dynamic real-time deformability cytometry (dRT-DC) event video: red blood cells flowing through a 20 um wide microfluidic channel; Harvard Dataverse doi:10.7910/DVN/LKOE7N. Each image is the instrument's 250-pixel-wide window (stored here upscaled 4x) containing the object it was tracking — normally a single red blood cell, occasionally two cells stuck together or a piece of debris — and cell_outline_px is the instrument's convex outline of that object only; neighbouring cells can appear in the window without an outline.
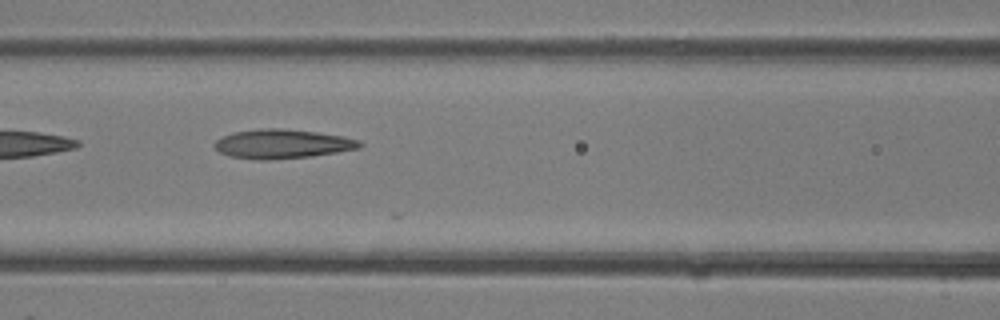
{"species": "common noctule bat (a hibernating species)", "species_latin": "Nyctalus noctula", "temperature_condition": "room temperature", "stored_images_in_passage": 12, "camera_frame_rate_fps": 3000, "um_per_image_px": 0.085, "animal": {"sex": "female"}, "frame": {"image": 1, "passage_image": 5, "time_ms": 1.333, "image_size_px": [1000, 320], "cell_outline_px": [[364, 144], [360, 148], [312, 156], [268, 160], [256, 160], [232, 156], [220, 152], [212, 144], [216, 140], [232, 132], [260, 128], [284, 128], [316, 132], [344, 136], [360, 140]], "centroid_in_image_um": [24.01, 12.22], "position_along_channel_um": 142.6, "area_um2": 24.8}}
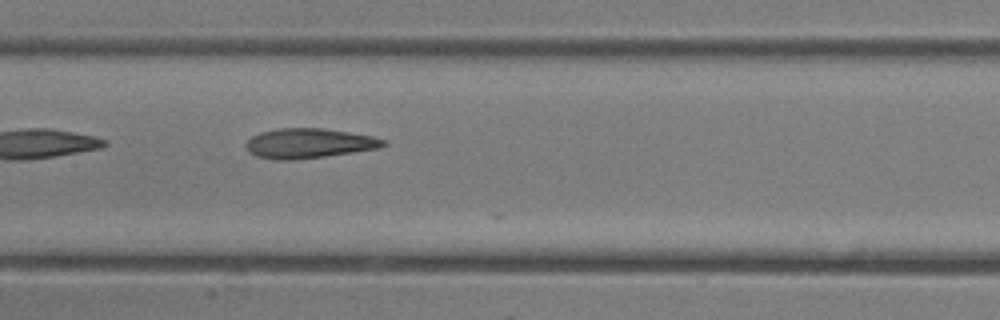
{"frame": {"image": 2, "passage_image": 7, "time_ms": 2.0, "image_size_px": [1000, 320], "cell_outline_px": [[388, 144], [380, 148], [324, 156], [292, 160], [276, 160], [256, 156], [248, 152], [244, 144], [252, 136], [260, 132], [276, 128], [324, 128], [372, 136], [388, 140]], "centroid_in_image_um": [26.25, 12.18], "position_along_channel_um": 181.2, "area_um2": 23.99}}
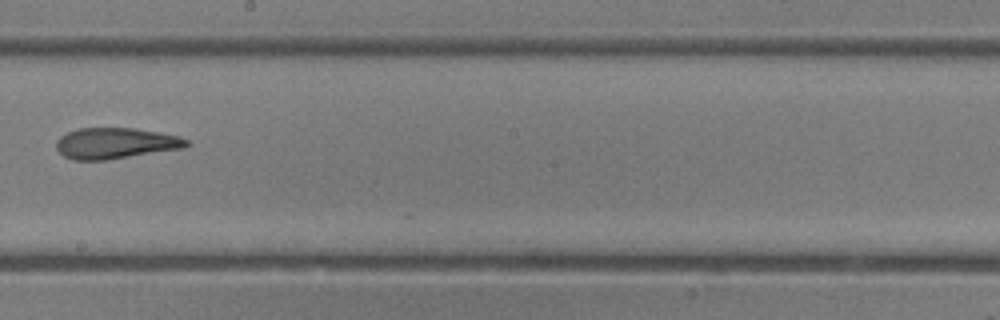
{"frame": {"image": 3, "passage_image": 10, "time_ms": 3.0, "image_size_px": [1000, 320], "cell_outline_px": [[192, 144], [184, 148], [108, 160], [72, 160], [64, 156], [56, 148], [56, 140], [60, 136], [76, 128], [136, 128], [180, 136], [188, 140]], "centroid_in_image_um": [9.83, 12.18], "position_along_channel_um": 238.4, "area_um2": 23.76}}